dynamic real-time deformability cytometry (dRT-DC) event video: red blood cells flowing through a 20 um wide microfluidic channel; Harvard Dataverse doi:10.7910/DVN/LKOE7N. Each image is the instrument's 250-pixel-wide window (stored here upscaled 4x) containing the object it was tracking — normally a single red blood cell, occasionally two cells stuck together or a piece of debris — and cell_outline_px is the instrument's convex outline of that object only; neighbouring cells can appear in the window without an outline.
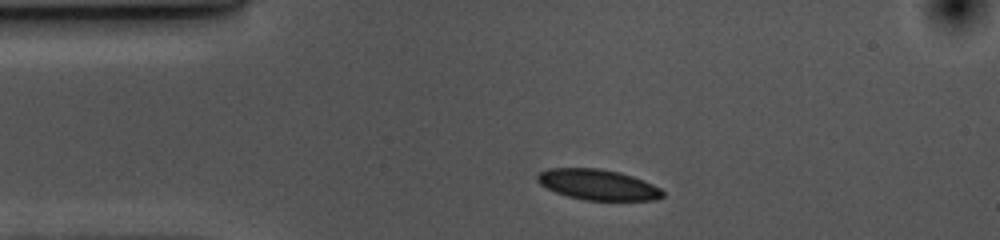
{"species": "common noctule bat (a hibernating species)", "species_latin": "Nyctalus noctula", "temperature_condition": "cold", "stored_images_in_passage": 37, "camera_frame_rate_fps": 3000, "um_per_image_px": 0.085, "animal": {"sex": "female", "body_mass_g": 10.0, "forearm_length_mm": 53.1}, "frame": {"image": 1, "passage_image": 4, "time_ms": 1.0, "image_size_px": [1000, 240], "cell_outline_px": [[664, 196], [652, 200], [584, 200], [568, 196], [556, 192], [540, 184], [536, 180], [536, 176], [540, 172], [548, 168], [600, 168], [620, 172], [632, 176], [652, 184], [660, 188], [664, 192]], "centroid_in_image_um": [50.8, 15.69], "position_along_channel_um": 34.2, "area_um2": 22.25}}
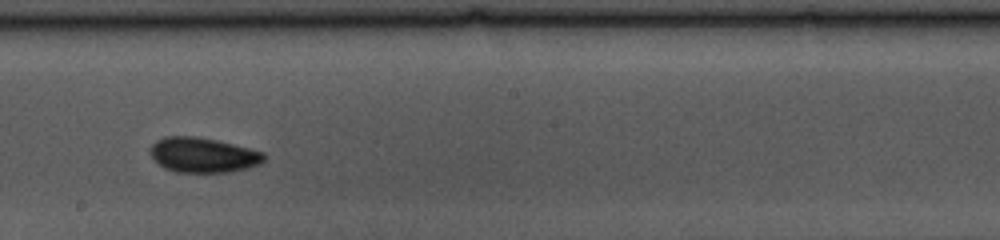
{"frame": {"image": 2, "passage_image": 23, "time_ms": 7.333, "image_size_px": [1000, 240], "cell_outline_px": [[264, 160], [260, 164], [248, 168], [232, 172], [176, 172], [164, 168], [152, 156], [152, 144], [156, 140], [164, 136], [196, 136], [216, 140], [264, 152]], "centroid_in_image_um": [17.28, 13.18], "position_along_channel_um": 230.9, "area_um2": 23.0}}
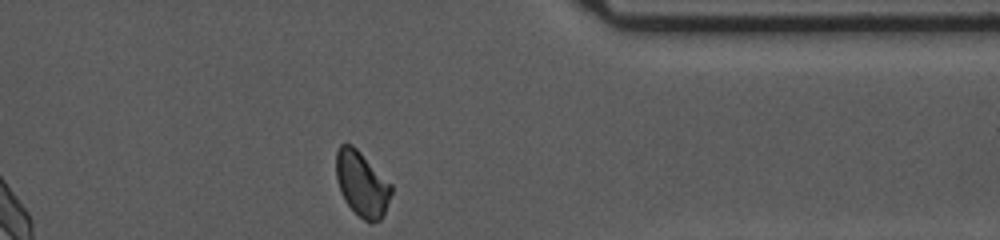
{"frame": {"image": 3, "passage_image": 37, "time_ms": 12.0, "image_size_px": [1000, 240], "cell_outline_px": [[392, 192], [384, 216], [380, 220], [372, 224], [364, 220], [344, 200], [340, 192], [336, 176], [336, 152], [340, 144], [352, 144], [392, 184]], "centroid_in_image_um": [30.77, 15.65], "position_along_channel_um": 380.6, "area_um2": 20.92}, "authors_computed_cell_mechanics": {"area_um2": 22.7154, "velocity_mm_per_s": 3.5319, "shape_relaxation_time_tau1_ms": 2.0943, "shape_relaxation_time_tau2_ms": 2.6366, "deformation_change_tau1": 0.0858, "deformation_change_tau2": 0.0533}}